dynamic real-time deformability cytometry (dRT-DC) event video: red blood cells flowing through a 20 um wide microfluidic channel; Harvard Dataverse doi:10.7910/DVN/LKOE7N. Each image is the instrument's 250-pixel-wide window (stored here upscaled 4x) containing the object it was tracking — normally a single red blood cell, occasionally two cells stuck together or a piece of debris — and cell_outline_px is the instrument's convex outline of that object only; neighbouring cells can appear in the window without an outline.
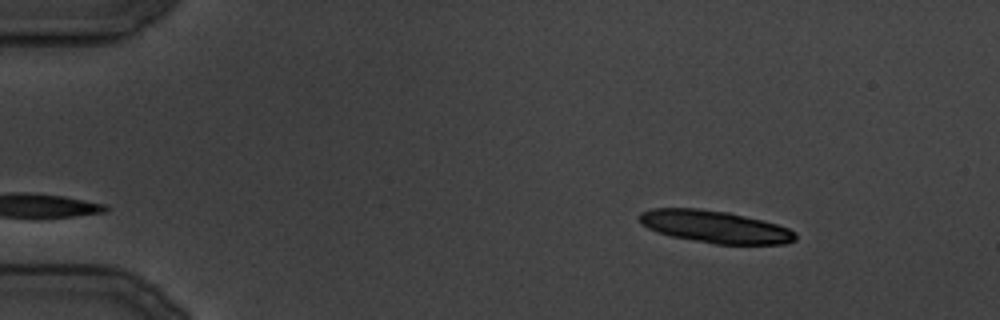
{"species": "common noctule bat (a hibernating species)", "species_latin": "Nyctalus noctula", "temperature_condition": "cold", "stored_images_in_passage": 25, "camera_frame_rate_fps": 3000, "um_per_image_px": 0.085, "animal": {"sex": "male", "body_mass_g": 19.5, "forearm_length_mm": 54.6}, "frame": {"image": 1, "passage_image": 2, "time_ms": 0.333, "image_size_px": [1000, 320], "cell_outline_px": [[796, 240], [784, 244], [716, 244], [672, 236], [656, 232], [640, 224], [640, 212], [652, 208], [700, 208], [728, 212], [776, 224], [788, 228], [796, 232]], "centroid_in_image_um": [60.75, 19.27], "position_along_channel_um": 24.2, "area_um2": 29.25}}